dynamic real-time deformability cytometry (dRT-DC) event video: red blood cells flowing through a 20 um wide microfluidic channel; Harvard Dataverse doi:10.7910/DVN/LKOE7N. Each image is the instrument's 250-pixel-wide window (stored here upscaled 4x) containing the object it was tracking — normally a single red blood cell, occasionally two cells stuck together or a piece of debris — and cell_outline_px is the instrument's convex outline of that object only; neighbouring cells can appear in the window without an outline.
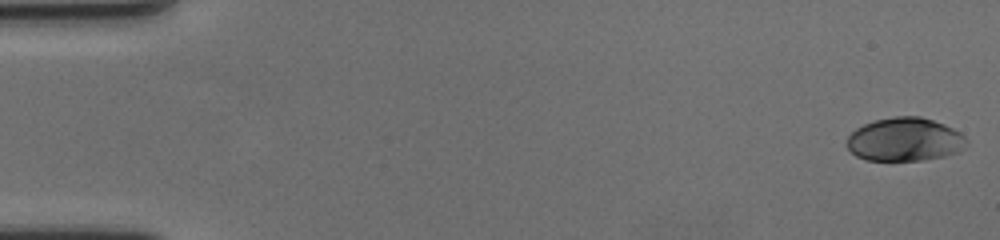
{"species": "human", "species_latin": "Homo sapiens", "temperature_condition": "cold", "stored_images_in_passage": 60, "camera_frame_rate_fps": 3000, "um_per_image_px": 0.085, "donor": {"sex": "female"}, "frame": {"image": 1, "passage_image": 1, "time_ms": 0.0, "image_size_px": [1000, 240], "cell_outline_px": [[968, 140], [964, 148], [960, 152], [944, 156], [920, 160], [864, 160], [856, 156], [844, 144], [848, 136], [856, 128], [864, 124], [876, 120], [892, 116], [920, 116], [944, 124], [960, 132]], "centroid_in_image_um": [76.89, 11.86], "position_along_channel_um": 8.1, "area_um2": 30.46}}
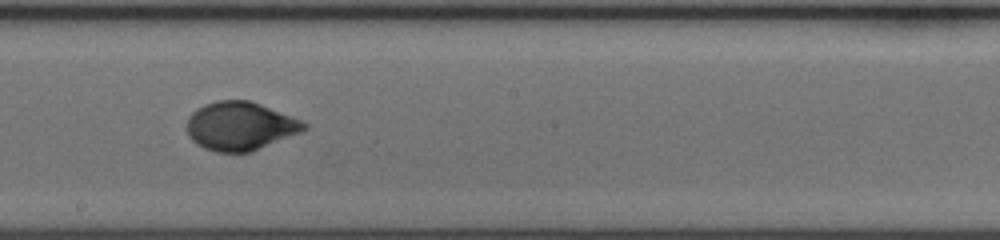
{"frame": {"image": 2, "passage_image": 34, "time_ms": 11.0, "image_size_px": [1000, 240], "cell_outline_px": [[308, 128], [300, 132], [252, 152], [216, 152], [204, 148], [196, 144], [188, 136], [188, 116], [196, 108], [204, 104], [216, 100], [248, 100], [260, 104], [300, 120], [308, 124]], "centroid_in_image_um": [20.39, 10.72], "position_along_channel_um": 227.8, "area_um2": 33.0}}
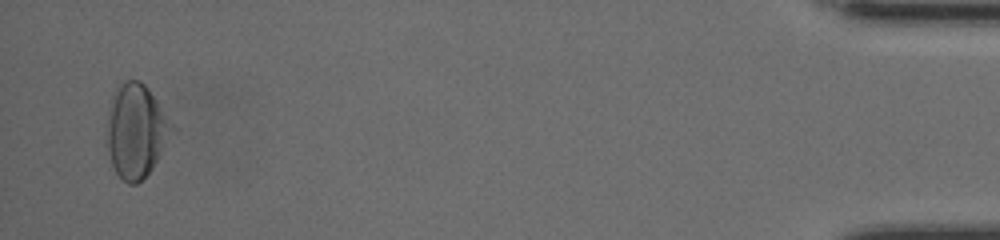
{"frame": {"image": 3, "passage_image": 58, "time_ms": 19.0, "image_size_px": [1000, 240], "cell_outline_px": [[164, 124], [160, 148], [156, 160], [152, 168], [136, 184], [128, 184], [116, 172], [112, 164], [104, 144], [104, 124], [108, 104], [112, 92], [116, 84], [120, 80], [140, 80], [144, 84], [152, 96], [164, 120]], "centroid_in_image_um": [11.28, 11.08], "position_along_channel_um": 423.9, "area_um2": 33.76}, "authors_computed_cell_mechanics": {"area_um2": 31.501, "velocity_mm_per_s": 3.5053, "shape_relaxation_time_tau1_ms": 3.7241, "shape_relaxation_time_tau2_ms": 1.0725, "deformation_change_tau1": 0.1722, "deformation_change_tau2": 0.0421}}